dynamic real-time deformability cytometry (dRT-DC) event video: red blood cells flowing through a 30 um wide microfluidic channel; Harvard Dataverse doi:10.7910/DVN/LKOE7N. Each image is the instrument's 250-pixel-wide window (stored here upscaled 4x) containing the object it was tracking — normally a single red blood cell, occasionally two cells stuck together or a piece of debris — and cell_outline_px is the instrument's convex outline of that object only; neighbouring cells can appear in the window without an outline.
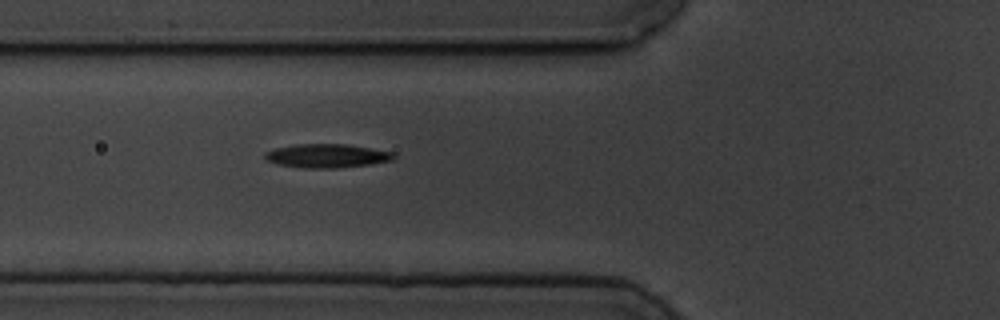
{"species": "common noctule bat (a hibernating species)", "species_latin": "Nyctalus noctula", "temperature_condition": "cold", "stored_images_in_passage": 4, "camera_frame_rate_fps": 3000, "um_per_image_px": 0.085, "animal": {"sex": "male", "body_mass_g": 19.5, "forearm_length_mm": 54.6}, "frame": {"image": 1, "passage_image": 4, "time_ms": 3.333, "image_size_px": [1000, 320], "cell_outline_px": [[396, 156], [392, 160], [372, 164], [340, 168], [300, 168], [276, 164], [268, 160], [264, 156], [264, 152], [276, 148], [296, 144], [348, 144], [392, 152]], "centroid_in_image_um": [27.78, 13.25], "position_along_channel_um": 98.0, "area_um2": 17.92}}